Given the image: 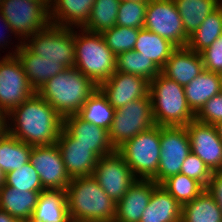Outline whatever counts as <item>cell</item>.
<instances>
[{
  "mask_svg": "<svg viewBox=\"0 0 222 222\" xmlns=\"http://www.w3.org/2000/svg\"><path fill=\"white\" fill-rule=\"evenodd\" d=\"M8 133L31 146L55 144L62 116L37 92L7 114Z\"/></svg>",
  "mask_w": 222,
  "mask_h": 222,
  "instance_id": "cell-1",
  "label": "cell"
},
{
  "mask_svg": "<svg viewBox=\"0 0 222 222\" xmlns=\"http://www.w3.org/2000/svg\"><path fill=\"white\" fill-rule=\"evenodd\" d=\"M66 196L72 222H114L116 203L92 175L73 178Z\"/></svg>",
  "mask_w": 222,
  "mask_h": 222,
  "instance_id": "cell-2",
  "label": "cell"
},
{
  "mask_svg": "<svg viewBox=\"0 0 222 222\" xmlns=\"http://www.w3.org/2000/svg\"><path fill=\"white\" fill-rule=\"evenodd\" d=\"M97 88L90 78L70 67L50 78L36 92L64 118L77 114Z\"/></svg>",
  "mask_w": 222,
  "mask_h": 222,
  "instance_id": "cell-3",
  "label": "cell"
},
{
  "mask_svg": "<svg viewBox=\"0 0 222 222\" xmlns=\"http://www.w3.org/2000/svg\"><path fill=\"white\" fill-rule=\"evenodd\" d=\"M152 114L155 125L186 126L195 120L190 109L184 87L159 73L149 82Z\"/></svg>",
  "mask_w": 222,
  "mask_h": 222,
  "instance_id": "cell-4",
  "label": "cell"
},
{
  "mask_svg": "<svg viewBox=\"0 0 222 222\" xmlns=\"http://www.w3.org/2000/svg\"><path fill=\"white\" fill-rule=\"evenodd\" d=\"M79 32H78V31ZM74 28V67L97 86L116 71V55L107 46L102 34Z\"/></svg>",
  "mask_w": 222,
  "mask_h": 222,
  "instance_id": "cell-5",
  "label": "cell"
},
{
  "mask_svg": "<svg viewBox=\"0 0 222 222\" xmlns=\"http://www.w3.org/2000/svg\"><path fill=\"white\" fill-rule=\"evenodd\" d=\"M116 151L125 159L137 179L152 180L157 174L161 155L160 126L154 125L140 132Z\"/></svg>",
  "mask_w": 222,
  "mask_h": 222,
  "instance_id": "cell-6",
  "label": "cell"
},
{
  "mask_svg": "<svg viewBox=\"0 0 222 222\" xmlns=\"http://www.w3.org/2000/svg\"><path fill=\"white\" fill-rule=\"evenodd\" d=\"M23 44L45 60L58 61L64 69L74 67V28L49 24L27 38Z\"/></svg>",
  "mask_w": 222,
  "mask_h": 222,
  "instance_id": "cell-7",
  "label": "cell"
},
{
  "mask_svg": "<svg viewBox=\"0 0 222 222\" xmlns=\"http://www.w3.org/2000/svg\"><path fill=\"white\" fill-rule=\"evenodd\" d=\"M155 125L152 114L150 94L144 98L127 103L114 112L113 121L108 130L109 141L116 150L128 141Z\"/></svg>",
  "mask_w": 222,
  "mask_h": 222,
  "instance_id": "cell-8",
  "label": "cell"
},
{
  "mask_svg": "<svg viewBox=\"0 0 222 222\" xmlns=\"http://www.w3.org/2000/svg\"><path fill=\"white\" fill-rule=\"evenodd\" d=\"M0 12L9 23L14 38L22 43L50 24L49 8L37 0H4Z\"/></svg>",
  "mask_w": 222,
  "mask_h": 222,
  "instance_id": "cell-9",
  "label": "cell"
},
{
  "mask_svg": "<svg viewBox=\"0 0 222 222\" xmlns=\"http://www.w3.org/2000/svg\"><path fill=\"white\" fill-rule=\"evenodd\" d=\"M161 155L156 176L152 179L161 184L170 176L181 172L185 158L191 153V144L185 126H160Z\"/></svg>",
  "mask_w": 222,
  "mask_h": 222,
  "instance_id": "cell-10",
  "label": "cell"
},
{
  "mask_svg": "<svg viewBox=\"0 0 222 222\" xmlns=\"http://www.w3.org/2000/svg\"><path fill=\"white\" fill-rule=\"evenodd\" d=\"M144 28L176 47L187 46L189 37L173 0H148Z\"/></svg>",
  "mask_w": 222,
  "mask_h": 222,
  "instance_id": "cell-11",
  "label": "cell"
},
{
  "mask_svg": "<svg viewBox=\"0 0 222 222\" xmlns=\"http://www.w3.org/2000/svg\"><path fill=\"white\" fill-rule=\"evenodd\" d=\"M35 93L17 56L0 57V111L8 114Z\"/></svg>",
  "mask_w": 222,
  "mask_h": 222,
  "instance_id": "cell-12",
  "label": "cell"
},
{
  "mask_svg": "<svg viewBox=\"0 0 222 222\" xmlns=\"http://www.w3.org/2000/svg\"><path fill=\"white\" fill-rule=\"evenodd\" d=\"M92 176L115 203L122 199L137 180L125 159L116 150L98 159Z\"/></svg>",
  "mask_w": 222,
  "mask_h": 222,
  "instance_id": "cell-13",
  "label": "cell"
},
{
  "mask_svg": "<svg viewBox=\"0 0 222 222\" xmlns=\"http://www.w3.org/2000/svg\"><path fill=\"white\" fill-rule=\"evenodd\" d=\"M29 162L40 176L44 189L66 190L72 180L57 144L33 146Z\"/></svg>",
  "mask_w": 222,
  "mask_h": 222,
  "instance_id": "cell-14",
  "label": "cell"
},
{
  "mask_svg": "<svg viewBox=\"0 0 222 222\" xmlns=\"http://www.w3.org/2000/svg\"><path fill=\"white\" fill-rule=\"evenodd\" d=\"M191 152L197 155L211 172L222 171V141L215 125L196 119L187 124Z\"/></svg>",
  "mask_w": 222,
  "mask_h": 222,
  "instance_id": "cell-15",
  "label": "cell"
},
{
  "mask_svg": "<svg viewBox=\"0 0 222 222\" xmlns=\"http://www.w3.org/2000/svg\"><path fill=\"white\" fill-rule=\"evenodd\" d=\"M98 88L116 110L129 102L146 97L149 94V81L138 75L115 71Z\"/></svg>",
  "mask_w": 222,
  "mask_h": 222,
  "instance_id": "cell-16",
  "label": "cell"
},
{
  "mask_svg": "<svg viewBox=\"0 0 222 222\" xmlns=\"http://www.w3.org/2000/svg\"><path fill=\"white\" fill-rule=\"evenodd\" d=\"M56 144L71 179L93 174L99 157L91 150V147L76 143V140L64 128Z\"/></svg>",
  "mask_w": 222,
  "mask_h": 222,
  "instance_id": "cell-17",
  "label": "cell"
},
{
  "mask_svg": "<svg viewBox=\"0 0 222 222\" xmlns=\"http://www.w3.org/2000/svg\"><path fill=\"white\" fill-rule=\"evenodd\" d=\"M63 128L76 140V143L91 147L99 158L115 151L109 141L107 129L84 121L77 114L64 117Z\"/></svg>",
  "mask_w": 222,
  "mask_h": 222,
  "instance_id": "cell-18",
  "label": "cell"
},
{
  "mask_svg": "<svg viewBox=\"0 0 222 222\" xmlns=\"http://www.w3.org/2000/svg\"><path fill=\"white\" fill-rule=\"evenodd\" d=\"M14 46L15 48H12L14 51L10 50L6 56H17L30 85L35 91L50 78L64 70V68L58 64V61L43 59L41 56L32 53L22 42H18Z\"/></svg>",
  "mask_w": 222,
  "mask_h": 222,
  "instance_id": "cell-19",
  "label": "cell"
},
{
  "mask_svg": "<svg viewBox=\"0 0 222 222\" xmlns=\"http://www.w3.org/2000/svg\"><path fill=\"white\" fill-rule=\"evenodd\" d=\"M157 185L153 180L137 179L116 203L114 222H139Z\"/></svg>",
  "mask_w": 222,
  "mask_h": 222,
  "instance_id": "cell-20",
  "label": "cell"
},
{
  "mask_svg": "<svg viewBox=\"0 0 222 222\" xmlns=\"http://www.w3.org/2000/svg\"><path fill=\"white\" fill-rule=\"evenodd\" d=\"M204 71V64L200 53L186 47H177L161 69L167 78L186 86Z\"/></svg>",
  "mask_w": 222,
  "mask_h": 222,
  "instance_id": "cell-21",
  "label": "cell"
},
{
  "mask_svg": "<svg viewBox=\"0 0 222 222\" xmlns=\"http://www.w3.org/2000/svg\"><path fill=\"white\" fill-rule=\"evenodd\" d=\"M95 0H51L50 23L66 28H82L90 17Z\"/></svg>",
  "mask_w": 222,
  "mask_h": 222,
  "instance_id": "cell-22",
  "label": "cell"
},
{
  "mask_svg": "<svg viewBox=\"0 0 222 222\" xmlns=\"http://www.w3.org/2000/svg\"><path fill=\"white\" fill-rule=\"evenodd\" d=\"M31 219L34 222H72L69 217L66 190L41 191Z\"/></svg>",
  "mask_w": 222,
  "mask_h": 222,
  "instance_id": "cell-23",
  "label": "cell"
},
{
  "mask_svg": "<svg viewBox=\"0 0 222 222\" xmlns=\"http://www.w3.org/2000/svg\"><path fill=\"white\" fill-rule=\"evenodd\" d=\"M181 213L182 205L158 184L139 222H180Z\"/></svg>",
  "mask_w": 222,
  "mask_h": 222,
  "instance_id": "cell-24",
  "label": "cell"
},
{
  "mask_svg": "<svg viewBox=\"0 0 222 222\" xmlns=\"http://www.w3.org/2000/svg\"><path fill=\"white\" fill-rule=\"evenodd\" d=\"M41 191H20L3 184L0 187V209L16 220L31 219Z\"/></svg>",
  "mask_w": 222,
  "mask_h": 222,
  "instance_id": "cell-25",
  "label": "cell"
},
{
  "mask_svg": "<svg viewBox=\"0 0 222 222\" xmlns=\"http://www.w3.org/2000/svg\"><path fill=\"white\" fill-rule=\"evenodd\" d=\"M219 74L204 70L184 86V93L190 109L197 114L213 96L221 93Z\"/></svg>",
  "mask_w": 222,
  "mask_h": 222,
  "instance_id": "cell-26",
  "label": "cell"
},
{
  "mask_svg": "<svg viewBox=\"0 0 222 222\" xmlns=\"http://www.w3.org/2000/svg\"><path fill=\"white\" fill-rule=\"evenodd\" d=\"M177 47L170 41L145 28L139 29L137 41L133 48L146 58L151 59L160 69Z\"/></svg>",
  "mask_w": 222,
  "mask_h": 222,
  "instance_id": "cell-27",
  "label": "cell"
},
{
  "mask_svg": "<svg viewBox=\"0 0 222 222\" xmlns=\"http://www.w3.org/2000/svg\"><path fill=\"white\" fill-rule=\"evenodd\" d=\"M182 18L186 35L193 34L205 18L215 11L221 0H173Z\"/></svg>",
  "mask_w": 222,
  "mask_h": 222,
  "instance_id": "cell-28",
  "label": "cell"
},
{
  "mask_svg": "<svg viewBox=\"0 0 222 222\" xmlns=\"http://www.w3.org/2000/svg\"><path fill=\"white\" fill-rule=\"evenodd\" d=\"M32 147L6 133L0 139V169L4 175L28 163Z\"/></svg>",
  "mask_w": 222,
  "mask_h": 222,
  "instance_id": "cell-29",
  "label": "cell"
},
{
  "mask_svg": "<svg viewBox=\"0 0 222 222\" xmlns=\"http://www.w3.org/2000/svg\"><path fill=\"white\" fill-rule=\"evenodd\" d=\"M180 222H222V212L214 199L204 190L182 206Z\"/></svg>",
  "mask_w": 222,
  "mask_h": 222,
  "instance_id": "cell-30",
  "label": "cell"
},
{
  "mask_svg": "<svg viewBox=\"0 0 222 222\" xmlns=\"http://www.w3.org/2000/svg\"><path fill=\"white\" fill-rule=\"evenodd\" d=\"M115 109L99 88L88 98L77 115L91 124L109 130Z\"/></svg>",
  "mask_w": 222,
  "mask_h": 222,
  "instance_id": "cell-31",
  "label": "cell"
},
{
  "mask_svg": "<svg viewBox=\"0 0 222 222\" xmlns=\"http://www.w3.org/2000/svg\"><path fill=\"white\" fill-rule=\"evenodd\" d=\"M222 34V4L189 36L187 47L200 53Z\"/></svg>",
  "mask_w": 222,
  "mask_h": 222,
  "instance_id": "cell-32",
  "label": "cell"
},
{
  "mask_svg": "<svg viewBox=\"0 0 222 222\" xmlns=\"http://www.w3.org/2000/svg\"><path fill=\"white\" fill-rule=\"evenodd\" d=\"M121 0H95L90 17L82 29L102 34L116 25Z\"/></svg>",
  "mask_w": 222,
  "mask_h": 222,
  "instance_id": "cell-33",
  "label": "cell"
},
{
  "mask_svg": "<svg viewBox=\"0 0 222 222\" xmlns=\"http://www.w3.org/2000/svg\"><path fill=\"white\" fill-rule=\"evenodd\" d=\"M116 71L138 75L149 82L161 73V69L151 59L134 50L116 56Z\"/></svg>",
  "mask_w": 222,
  "mask_h": 222,
  "instance_id": "cell-34",
  "label": "cell"
},
{
  "mask_svg": "<svg viewBox=\"0 0 222 222\" xmlns=\"http://www.w3.org/2000/svg\"><path fill=\"white\" fill-rule=\"evenodd\" d=\"M160 185L182 206L205 190L200 182L181 173L168 177Z\"/></svg>",
  "mask_w": 222,
  "mask_h": 222,
  "instance_id": "cell-35",
  "label": "cell"
},
{
  "mask_svg": "<svg viewBox=\"0 0 222 222\" xmlns=\"http://www.w3.org/2000/svg\"><path fill=\"white\" fill-rule=\"evenodd\" d=\"M138 33L139 29L115 25L104 31L102 36L107 46L117 56L122 52L133 50Z\"/></svg>",
  "mask_w": 222,
  "mask_h": 222,
  "instance_id": "cell-36",
  "label": "cell"
},
{
  "mask_svg": "<svg viewBox=\"0 0 222 222\" xmlns=\"http://www.w3.org/2000/svg\"><path fill=\"white\" fill-rule=\"evenodd\" d=\"M4 184L20 191H43L40 176L30 162L20 169L8 172Z\"/></svg>",
  "mask_w": 222,
  "mask_h": 222,
  "instance_id": "cell-37",
  "label": "cell"
},
{
  "mask_svg": "<svg viewBox=\"0 0 222 222\" xmlns=\"http://www.w3.org/2000/svg\"><path fill=\"white\" fill-rule=\"evenodd\" d=\"M148 0L121 1L116 25L142 29L146 16Z\"/></svg>",
  "mask_w": 222,
  "mask_h": 222,
  "instance_id": "cell-38",
  "label": "cell"
},
{
  "mask_svg": "<svg viewBox=\"0 0 222 222\" xmlns=\"http://www.w3.org/2000/svg\"><path fill=\"white\" fill-rule=\"evenodd\" d=\"M180 173L197 180L204 187L207 186L212 174L206 164L192 152L183 161Z\"/></svg>",
  "mask_w": 222,
  "mask_h": 222,
  "instance_id": "cell-39",
  "label": "cell"
},
{
  "mask_svg": "<svg viewBox=\"0 0 222 222\" xmlns=\"http://www.w3.org/2000/svg\"><path fill=\"white\" fill-rule=\"evenodd\" d=\"M195 119L204 124L217 125L222 121V92L209 99Z\"/></svg>",
  "mask_w": 222,
  "mask_h": 222,
  "instance_id": "cell-40",
  "label": "cell"
},
{
  "mask_svg": "<svg viewBox=\"0 0 222 222\" xmlns=\"http://www.w3.org/2000/svg\"><path fill=\"white\" fill-rule=\"evenodd\" d=\"M200 54L204 70L216 73L222 72V34Z\"/></svg>",
  "mask_w": 222,
  "mask_h": 222,
  "instance_id": "cell-41",
  "label": "cell"
},
{
  "mask_svg": "<svg viewBox=\"0 0 222 222\" xmlns=\"http://www.w3.org/2000/svg\"><path fill=\"white\" fill-rule=\"evenodd\" d=\"M205 191L214 199L222 212V171L212 172Z\"/></svg>",
  "mask_w": 222,
  "mask_h": 222,
  "instance_id": "cell-42",
  "label": "cell"
},
{
  "mask_svg": "<svg viewBox=\"0 0 222 222\" xmlns=\"http://www.w3.org/2000/svg\"><path fill=\"white\" fill-rule=\"evenodd\" d=\"M2 21V22H1ZM0 22H1V24H2V26H3V28H4V32H5V30L7 31V32H5V33H2L1 34V31H0V51H1V49L3 48L4 50H5V48H6V46L8 47L9 45L8 44H13L12 42H10V41H12L11 40V38L12 37H10V36H12V35H14L13 34V31H12V29H11V27H10V25H9V23L6 21V19L4 18V16L1 14V12H0ZM0 24V25H1ZM9 32H10V34H9ZM7 33V36L6 35H4V34H6ZM9 37H10V39H9ZM7 38V39H6ZM9 40V41H8ZM8 43V44H7ZM5 47V48H4Z\"/></svg>",
  "mask_w": 222,
  "mask_h": 222,
  "instance_id": "cell-43",
  "label": "cell"
},
{
  "mask_svg": "<svg viewBox=\"0 0 222 222\" xmlns=\"http://www.w3.org/2000/svg\"><path fill=\"white\" fill-rule=\"evenodd\" d=\"M8 133L7 114L0 111V139Z\"/></svg>",
  "mask_w": 222,
  "mask_h": 222,
  "instance_id": "cell-44",
  "label": "cell"
},
{
  "mask_svg": "<svg viewBox=\"0 0 222 222\" xmlns=\"http://www.w3.org/2000/svg\"><path fill=\"white\" fill-rule=\"evenodd\" d=\"M0 222H17V220L6 211L0 209Z\"/></svg>",
  "mask_w": 222,
  "mask_h": 222,
  "instance_id": "cell-45",
  "label": "cell"
},
{
  "mask_svg": "<svg viewBox=\"0 0 222 222\" xmlns=\"http://www.w3.org/2000/svg\"><path fill=\"white\" fill-rule=\"evenodd\" d=\"M216 128H217V131H218V134H219V138L221 139L222 141V121L219 122L217 125H215Z\"/></svg>",
  "mask_w": 222,
  "mask_h": 222,
  "instance_id": "cell-46",
  "label": "cell"
},
{
  "mask_svg": "<svg viewBox=\"0 0 222 222\" xmlns=\"http://www.w3.org/2000/svg\"><path fill=\"white\" fill-rule=\"evenodd\" d=\"M4 180H5V175L0 169V187L4 184Z\"/></svg>",
  "mask_w": 222,
  "mask_h": 222,
  "instance_id": "cell-47",
  "label": "cell"
},
{
  "mask_svg": "<svg viewBox=\"0 0 222 222\" xmlns=\"http://www.w3.org/2000/svg\"><path fill=\"white\" fill-rule=\"evenodd\" d=\"M17 222H34L32 219L17 220Z\"/></svg>",
  "mask_w": 222,
  "mask_h": 222,
  "instance_id": "cell-48",
  "label": "cell"
},
{
  "mask_svg": "<svg viewBox=\"0 0 222 222\" xmlns=\"http://www.w3.org/2000/svg\"><path fill=\"white\" fill-rule=\"evenodd\" d=\"M219 78H220V82H221V90H222V72H219Z\"/></svg>",
  "mask_w": 222,
  "mask_h": 222,
  "instance_id": "cell-49",
  "label": "cell"
}]
</instances>
